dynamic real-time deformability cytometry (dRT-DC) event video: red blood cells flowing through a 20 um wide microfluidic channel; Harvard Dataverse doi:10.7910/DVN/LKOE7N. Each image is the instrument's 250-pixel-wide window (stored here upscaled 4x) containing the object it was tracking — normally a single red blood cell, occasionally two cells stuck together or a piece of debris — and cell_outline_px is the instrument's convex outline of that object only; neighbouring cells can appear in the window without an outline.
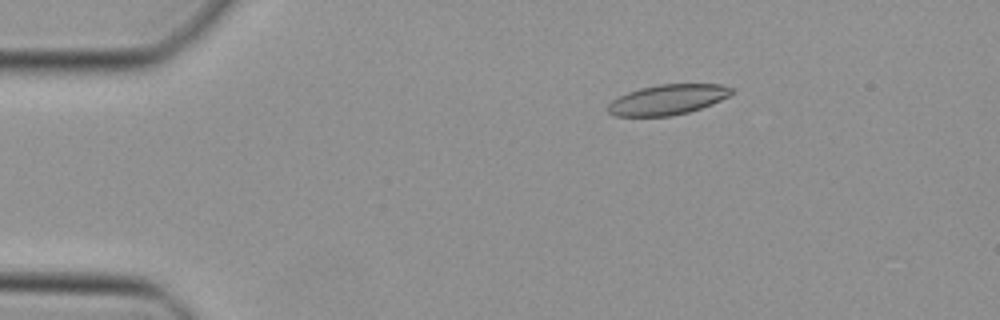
{"species": "Egyptian fruit bat (a non-hibernating species)", "species_latin": "Rousettus aegyptiacus", "temperature_condition": "cold", "stored_images_in_passage": 16, "camera_frame_rate_fps": 3000, "um_per_image_px": 0.085, "animal": {"sex": "female"}, "frame": {"image": 1, "passage_image": 9, "time_ms": 2.667, "image_size_px": [1000, 320], "cell_outline_px": [[736, 88], [728, 96], [712, 104], [688, 112], [668, 116], [616, 116], [608, 112], [604, 108], [612, 100], [628, 92], [640, 88], [660, 84], [720, 84]], "centroid_in_image_um": [56.73, 8.46], "position_along_channel_um": 28.3, "area_um2": 21.73}}